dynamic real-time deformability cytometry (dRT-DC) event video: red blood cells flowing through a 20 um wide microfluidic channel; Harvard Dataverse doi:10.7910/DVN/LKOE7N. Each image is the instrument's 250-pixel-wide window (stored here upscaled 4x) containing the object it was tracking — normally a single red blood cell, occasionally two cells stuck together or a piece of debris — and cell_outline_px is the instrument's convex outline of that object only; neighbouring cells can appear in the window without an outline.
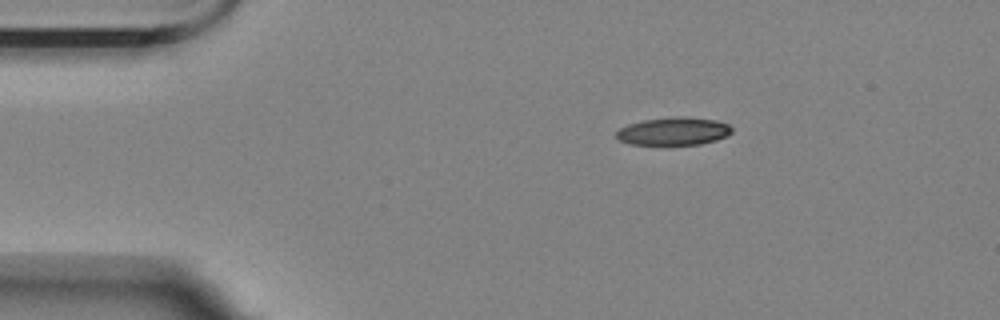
{"species": "Egyptian fruit bat (a non-hibernating species)", "species_latin": "Rousettus aegyptiacus", "temperature_condition": "room temperature", "stored_images_in_passage": 3, "camera_frame_rate_fps": 3000, "um_per_image_px": 0.085, "animal": {"sex": "female"}, "frame": {"image": 1, "passage_image": 1, "time_ms": 0.0, "image_size_px": [1000, 320], "cell_outline_px": [[732, 132], [728, 136], [716, 140], [700, 144], [628, 144], [620, 140], [616, 136], [616, 132], [620, 128], [628, 124], [644, 120], [676, 116], [688, 116], [716, 120], [728, 124], [732, 128]], "centroid_in_image_um": [57.28, 11.14], "position_along_channel_um": 27.7, "area_um2": 18.79}}